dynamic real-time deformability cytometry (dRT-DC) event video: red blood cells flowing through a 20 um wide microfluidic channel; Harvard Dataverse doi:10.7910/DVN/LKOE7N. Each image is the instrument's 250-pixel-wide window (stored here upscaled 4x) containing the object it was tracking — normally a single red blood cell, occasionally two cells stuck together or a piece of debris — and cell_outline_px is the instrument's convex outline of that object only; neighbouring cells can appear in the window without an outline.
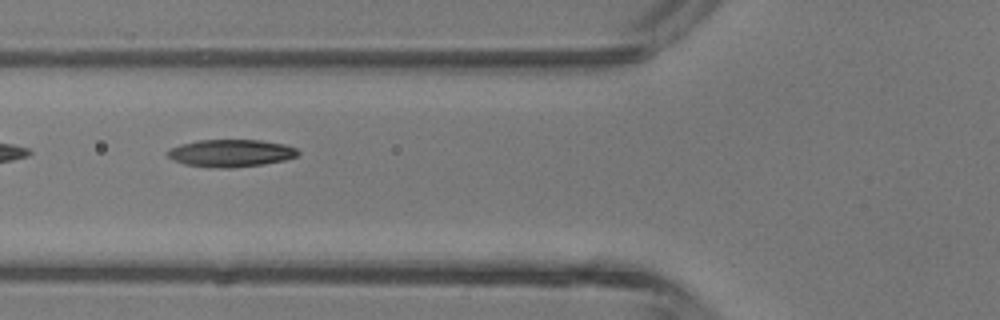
{"species": "common noctule bat (a hibernating species)", "species_latin": "Nyctalus noctula", "temperature_condition": "room temperature", "stored_images_in_passage": 7, "camera_frame_rate_fps": 3000, "um_per_image_px": 0.085, "animal": {"sex": "male", "body_mass_g": 13.3}, "frame": {"image": 1, "passage_image": 7, "time_ms": 7.667, "image_size_px": [1000, 320], "cell_outline_px": [[300, 152], [296, 156], [284, 160], [264, 164], [232, 168], [220, 168], [184, 164], [172, 160], [164, 152], [168, 148], [180, 144], [196, 140], [260, 140], [284, 144], [296, 148]], "centroid_in_image_um": [19.57, 13.01], "position_along_channel_um": 106.2, "area_um2": 20.98}}